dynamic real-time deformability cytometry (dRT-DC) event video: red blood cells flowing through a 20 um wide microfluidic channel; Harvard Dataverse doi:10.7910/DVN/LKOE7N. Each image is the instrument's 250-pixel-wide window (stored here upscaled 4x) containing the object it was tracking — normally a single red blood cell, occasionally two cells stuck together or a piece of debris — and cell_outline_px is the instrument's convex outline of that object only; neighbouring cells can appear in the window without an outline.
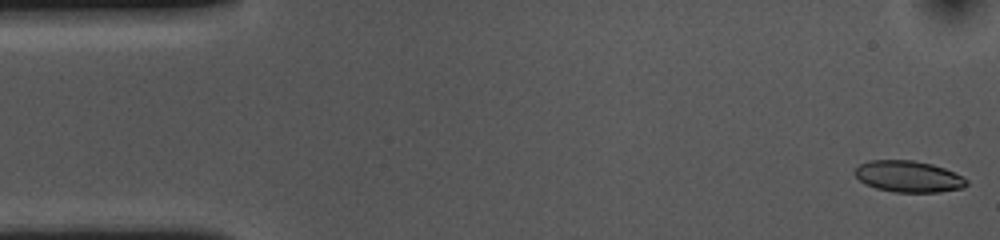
{"species": "common noctule bat (a hibernating species)", "species_latin": "Nyctalus noctula", "temperature_condition": "cold", "stored_images_in_passage": 53, "camera_frame_rate_fps": 3000, "um_per_image_px": 0.085, "animal": {"sex": "female", "body_mass_g": 10.0, "forearm_length_mm": 53.1}, "frame": {"image": 1, "passage_image": 1, "time_ms": 0.0, "image_size_px": [1000, 240], "cell_outline_px": [[968, 184], [964, 188], [940, 192], [896, 192], [876, 188], [864, 184], [852, 172], [860, 164], [868, 160], [912, 160], [932, 164], [944, 168], [968, 180]], "centroid_in_image_um": [77.2, 15.0], "position_along_channel_um": 7.8, "area_um2": 20.46}}
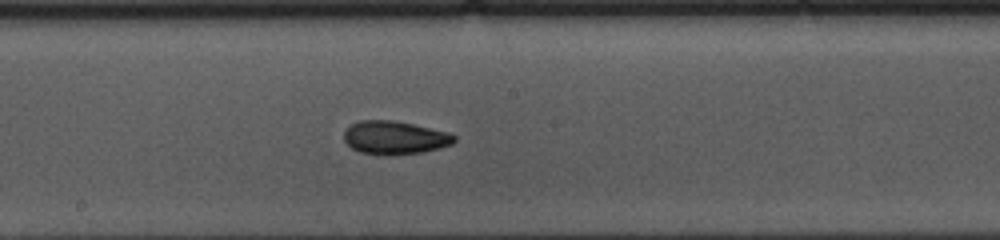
{"frame": {"image": 2, "passage_image": 27, "time_ms": 8.667, "image_size_px": [1000, 240], "cell_outline_px": [[456, 140], [452, 144], [440, 148], [424, 152], [388, 156], [384, 156], [360, 152], [352, 148], [344, 140], [344, 132], [352, 124], [360, 120], [396, 120], [448, 132], [456, 136]], "centroid_in_image_um": [33.57, 11.71], "position_along_channel_um": 214.6, "area_um2": 21.62}}
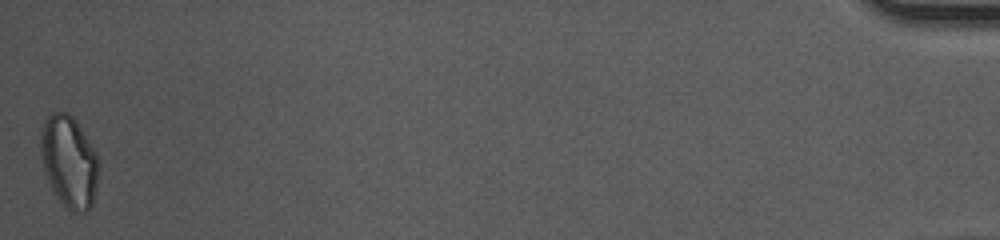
{"frame": {"image": 3, "passage_image": 53, "time_ms": 17.333, "image_size_px": [1000, 240], "cell_outline_px": [[100, 172], [92, 208], [88, 212], [72, 212], [52, 192], [44, 168], [40, 148], [40, 132], [44, 116], [52, 112], [68, 112], [76, 120], [96, 152], [100, 160]], "centroid_in_image_um": [5.89, 13.73], "position_along_channel_um": 429.3, "area_um2": 31.73}, "authors_computed_cell_mechanics": {"area_um2": 21.2126, "velocity_mm_per_s": 3.6597, "shape_relaxation_time_tau1_ms": 7.4863, "shape_relaxation_time_tau2_ms": 4.4166, "deformation_change_tau1": 0.1466, "deformation_change_tau2": 0.1062}}